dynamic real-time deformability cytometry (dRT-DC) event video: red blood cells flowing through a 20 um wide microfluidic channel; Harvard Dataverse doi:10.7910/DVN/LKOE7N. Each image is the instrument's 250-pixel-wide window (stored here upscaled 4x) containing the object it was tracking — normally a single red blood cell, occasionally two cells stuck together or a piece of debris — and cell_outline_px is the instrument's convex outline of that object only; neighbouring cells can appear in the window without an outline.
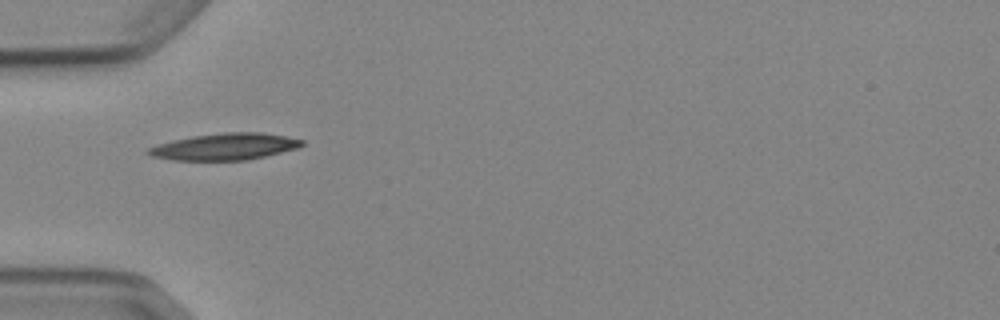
{"species": "Egyptian fruit bat (a non-hibernating species)", "species_latin": "Rousettus aegyptiacus", "temperature_condition": "cold", "stored_images_in_passage": 5, "camera_frame_rate_fps": 3000, "um_per_image_px": 0.085, "animal": {"sex": "female"}, "frame": {"image": 1, "passage_image": 2, "time_ms": 1.333, "image_size_px": [1000, 320], "cell_outline_px": [[304, 144], [296, 148], [248, 160], [172, 160], [152, 156], [144, 152], [148, 148], [156, 144], [172, 140], [192, 136], [224, 132], [260, 132], [284, 136], [304, 140]], "centroid_in_image_um": [19.05, 12.46], "position_along_channel_um": 65.9, "area_um2": 23.81}}
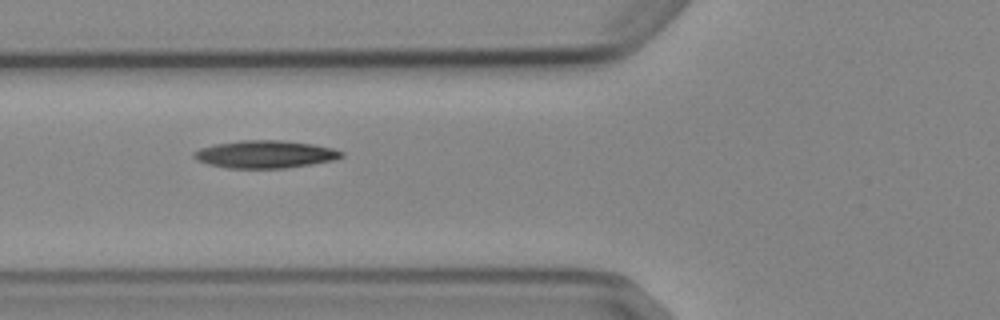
{"frame": {"image": 2, "passage_image": 3, "time_ms": 2.333, "image_size_px": [1000, 320], "cell_outline_px": [[344, 156], [336, 160], [312, 164], [284, 168], [224, 168], [208, 164], [196, 160], [192, 156], [192, 152], [200, 148], [216, 144], [240, 140], [280, 140], [312, 144], [332, 148], [344, 152]], "centroid_in_image_um": [22.52, 13.12], "position_along_channel_um": 103.3, "area_um2": 23.87}}